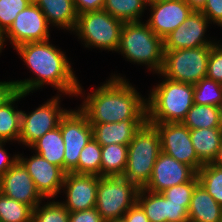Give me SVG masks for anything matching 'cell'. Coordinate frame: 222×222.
Here are the masks:
<instances>
[{
  "label": "cell",
  "instance_id": "cell-1",
  "mask_svg": "<svg viewBox=\"0 0 222 222\" xmlns=\"http://www.w3.org/2000/svg\"><path fill=\"white\" fill-rule=\"evenodd\" d=\"M26 66L37 77L13 81L16 91L26 95L43 85H51L64 95L78 97L84 92L72 69L70 61L61 49L43 42H28L14 48Z\"/></svg>",
  "mask_w": 222,
  "mask_h": 222
},
{
  "label": "cell",
  "instance_id": "cell-2",
  "mask_svg": "<svg viewBox=\"0 0 222 222\" xmlns=\"http://www.w3.org/2000/svg\"><path fill=\"white\" fill-rule=\"evenodd\" d=\"M106 83L88 93L80 107L89 123L147 120L146 98L126 78L111 75Z\"/></svg>",
  "mask_w": 222,
  "mask_h": 222
},
{
  "label": "cell",
  "instance_id": "cell-3",
  "mask_svg": "<svg viewBox=\"0 0 222 222\" xmlns=\"http://www.w3.org/2000/svg\"><path fill=\"white\" fill-rule=\"evenodd\" d=\"M146 98L147 121L150 123L182 122L194 104L193 84L164 78Z\"/></svg>",
  "mask_w": 222,
  "mask_h": 222
},
{
  "label": "cell",
  "instance_id": "cell-4",
  "mask_svg": "<svg viewBox=\"0 0 222 222\" xmlns=\"http://www.w3.org/2000/svg\"><path fill=\"white\" fill-rule=\"evenodd\" d=\"M117 52L134 64L159 74L164 61V39L144 22L123 23Z\"/></svg>",
  "mask_w": 222,
  "mask_h": 222
},
{
  "label": "cell",
  "instance_id": "cell-5",
  "mask_svg": "<svg viewBox=\"0 0 222 222\" xmlns=\"http://www.w3.org/2000/svg\"><path fill=\"white\" fill-rule=\"evenodd\" d=\"M160 153L158 129L146 120L128 145L127 164L123 176L139 189L144 188L151 178Z\"/></svg>",
  "mask_w": 222,
  "mask_h": 222
},
{
  "label": "cell",
  "instance_id": "cell-6",
  "mask_svg": "<svg viewBox=\"0 0 222 222\" xmlns=\"http://www.w3.org/2000/svg\"><path fill=\"white\" fill-rule=\"evenodd\" d=\"M123 22L105 10L79 14L73 33L87 48L117 52Z\"/></svg>",
  "mask_w": 222,
  "mask_h": 222
},
{
  "label": "cell",
  "instance_id": "cell-7",
  "mask_svg": "<svg viewBox=\"0 0 222 222\" xmlns=\"http://www.w3.org/2000/svg\"><path fill=\"white\" fill-rule=\"evenodd\" d=\"M139 188L124 176H101L95 207L104 222L123 218L137 202Z\"/></svg>",
  "mask_w": 222,
  "mask_h": 222
},
{
  "label": "cell",
  "instance_id": "cell-8",
  "mask_svg": "<svg viewBox=\"0 0 222 222\" xmlns=\"http://www.w3.org/2000/svg\"><path fill=\"white\" fill-rule=\"evenodd\" d=\"M212 46L164 50L161 76L176 82L196 84L207 75Z\"/></svg>",
  "mask_w": 222,
  "mask_h": 222
},
{
  "label": "cell",
  "instance_id": "cell-9",
  "mask_svg": "<svg viewBox=\"0 0 222 222\" xmlns=\"http://www.w3.org/2000/svg\"><path fill=\"white\" fill-rule=\"evenodd\" d=\"M59 127L64 140V171L78 173L80 153L92 136V125L78 108L68 110L62 117Z\"/></svg>",
  "mask_w": 222,
  "mask_h": 222
},
{
  "label": "cell",
  "instance_id": "cell-10",
  "mask_svg": "<svg viewBox=\"0 0 222 222\" xmlns=\"http://www.w3.org/2000/svg\"><path fill=\"white\" fill-rule=\"evenodd\" d=\"M59 95L62 94H57L28 114L21 111L20 144L30 147L45 133L59 126L62 117L68 111L64 108L61 109Z\"/></svg>",
  "mask_w": 222,
  "mask_h": 222
},
{
  "label": "cell",
  "instance_id": "cell-11",
  "mask_svg": "<svg viewBox=\"0 0 222 222\" xmlns=\"http://www.w3.org/2000/svg\"><path fill=\"white\" fill-rule=\"evenodd\" d=\"M160 135L161 152L191 166L196 172L204 165L198 158L190 138V129L182 122L151 123Z\"/></svg>",
  "mask_w": 222,
  "mask_h": 222
},
{
  "label": "cell",
  "instance_id": "cell-12",
  "mask_svg": "<svg viewBox=\"0 0 222 222\" xmlns=\"http://www.w3.org/2000/svg\"><path fill=\"white\" fill-rule=\"evenodd\" d=\"M49 28L44 13L32 2L18 13L13 24L4 33V39L6 42L9 38L13 49L28 42H43L50 40Z\"/></svg>",
  "mask_w": 222,
  "mask_h": 222
},
{
  "label": "cell",
  "instance_id": "cell-13",
  "mask_svg": "<svg viewBox=\"0 0 222 222\" xmlns=\"http://www.w3.org/2000/svg\"><path fill=\"white\" fill-rule=\"evenodd\" d=\"M22 155L18 154V160L28 171L39 193L44 199L57 198L61 193L66 172L37 153L30 158H24Z\"/></svg>",
  "mask_w": 222,
  "mask_h": 222
},
{
  "label": "cell",
  "instance_id": "cell-14",
  "mask_svg": "<svg viewBox=\"0 0 222 222\" xmlns=\"http://www.w3.org/2000/svg\"><path fill=\"white\" fill-rule=\"evenodd\" d=\"M147 6L151 7V16L145 23L162 39L183 24L193 12L184 0H156Z\"/></svg>",
  "mask_w": 222,
  "mask_h": 222
},
{
  "label": "cell",
  "instance_id": "cell-15",
  "mask_svg": "<svg viewBox=\"0 0 222 222\" xmlns=\"http://www.w3.org/2000/svg\"><path fill=\"white\" fill-rule=\"evenodd\" d=\"M209 20L202 12L193 11L174 31L164 38V50L213 46L216 42L205 36Z\"/></svg>",
  "mask_w": 222,
  "mask_h": 222
},
{
  "label": "cell",
  "instance_id": "cell-16",
  "mask_svg": "<svg viewBox=\"0 0 222 222\" xmlns=\"http://www.w3.org/2000/svg\"><path fill=\"white\" fill-rule=\"evenodd\" d=\"M100 177L92 174L66 173L62 185L66 199L61 203L69 212L82 211L95 207L98 180Z\"/></svg>",
  "mask_w": 222,
  "mask_h": 222
},
{
  "label": "cell",
  "instance_id": "cell-17",
  "mask_svg": "<svg viewBox=\"0 0 222 222\" xmlns=\"http://www.w3.org/2000/svg\"><path fill=\"white\" fill-rule=\"evenodd\" d=\"M0 183L3 195L29 205L32 209L42 203L44 197L39 193L28 171L19 160L0 176Z\"/></svg>",
  "mask_w": 222,
  "mask_h": 222
},
{
  "label": "cell",
  "instance_id": "cell-18",
  "mask_svg": "<svg viewBox=\"0 0 222 222\" xmlns=\"http://www.w3.org/2000/svg\"><path fill=\"white\" fill-rule=\"evenodd\" d=\"M196 175L197 172L191 166L161 152L153 167L151 178L143 189L161 193L167 188L191 181Z\"/></svg>",
  "mask_w": 222,
  "mask_h": 222
},
{
  "label": "cell",
  "instance_id": "cell-19",
  "mask_svg": "<svg viewBox=\"0 0 222 222\" xmlns=\"http://www.w3.org/2000/svg\"><path fill=\"white\" fill-rule=\"evenodd\" d=\"M137 203L150 222H189L188 209L183 203L171 202L162 193L139 189Z\"/></svg>",
  "mask_w": 222,
  "mask_h": 222
},
{
  "label": "cell",
  "instance_id": "cell-20",
  "mask_svg": "<svg viewBox=\"0 0 222 222\" xmlns=\"http://www.w3.org/2000/svg\"><path fill=\"white\" fill-rule=\"evenodd\" d=\"M146 120H123L114 123H90L92 136L101 145H129L137 130Z\"/></svg>",
  "mask_w": 222,
  "mask_h": 222
},
{
  "label": "cell",
  "instance_id": "cell-21",
  "mask_svg": "<svg viewBox=\"0 0 222 222\" xmlns=\"http://www.w3.org/2000/svg\"><path fill=\"white\" fill-rule=\"evenodd\" d=\"M44 13L49 25L73 32L78 14L74 0H33Z\"/></svg>",
  "mask_w": 222,
  "mask_h": 222
},
{
  "label": "cell",
  "instance_id": "cell-22",
  "mask_svg": "<svg viewBox=\"0 0 222 222\" xmlns=\"http://www.w3.org/2000/svg\"><path fill=\"white\" fill-rule=\"evenodd\" d=\"M222 206L198 183L188 209L189 222H220Z\"/></svg>",
  "mask_w": 222,
  "mask_h": 222
},
{
  "label": "cell",
  "instance_id": "cell-23",
  "mask_svg": "<svg viewBox=\"0 0 222 222\" xmlns=\"http://www.w3.org/2000/svg\"><path fill=\"white\" fill-rule=\"evenodd\" d=\"M25 96V93L16 91L0 106V142H19L22 110H18L14 104Z\"/></svg>",
  "mask_w": 222,
  "mask_h": 222
},
{
  "label": "cell",
  "instance_id": "cell-24",
  "mask_svg": "<svg viewBox=\"0 0 222 222\" xmlns=\"http://www.w3.org/2000/svg\"><path fill=\"white\" fill-rule=\"evenodd\" d=\"M192 145L203 164L212 163L219 151L222 134L219 128L190 129Z\"/></svg>",
  "mask_w": 222,
  "mask_h": 222
},
{
  "label": "cell",
  "instance_id": "cell-25",
  "mask_svg": "<svg viewBox=\"0 0 222 222\" xmlns=\"http://www.w3.org/2000/svg\"><path fill=\"white\" fill-rule=\"evenodd\" d=\"M30 148L35 150V153L41 155L49 163L55 164L64 170L65 146L59 126L45 133Z\"/></svg>",
  "mask_w": 222,
  "mask_h": 222
},
{
  "label": "cell",
  "instance_id": "cell-26",
  "mask_svg": "<svg viewBox=\"0 0 222 222\" xmlns=\"http://www.w3.org/2000/svg\"><path fill=\"white\" fill-rule=\"evenodd\" d=\"M128 145L101 146V176H123L127 164Z\"/></svg>",
  "mask_w": 222,
  "mask_h": 222
},
{
  "label": "cell",
  "instance_id": "cell-27",
  "mask_svg": "<svg viewBox=\"0 0 222 222\" xmlns=\"http://www.w3.org/2000/svg\"><path fill=\"white\" fill-rule=\"evenodd\" d=\"M147 4L145 0H105L103 10L123 23L141 22Z\"/></svg>",
  "mask_w": 222,
  "mask_h": 222
},
{
  "label": "cell",
  "instance_id": "cell-28",
  "mask_svg": "<svg viewBox=\"0 0 222 222\" xmlns=\"http://www.w3.org/2000/svg\"><path fill=\"white\" fill-rule=\"evenodd\" d=\"M182 123L189 129L219 128V107L193 104Z\"/></svg>",
  "mask_w": 222,
  "mask_h": 222
},
{
  "label": "cell",
  "instance_id": "cell-29",
  "mask_svg": "<svg viewBox=\"0 0 222 222\" xmlns=\"http://www.w3.org/2000/svg\"><path fill=\"white\" fill-rule=\"evenodd\" d=\"M33 209L0 194V222H32Z\"/></svg>",
  "mask_w": 222,
  "mask_h": 222
},
{
  "label": "cell",
  "instance_id": "cell-30",
  "mask_svg": "<svg viewBox=\"0 0 222 222\" xmlns=\"http://www.w3.org/2000/svg\"><path fill=\"white\" fill-rule=\"evenodd\" d=\"M194 87V104L219 107L222 104V84L204 77Z\"/></svg>",
  "mask_w": 222,
  "mask_h": 222
},
{
  "label": "cell",
  "instance_id": "cell-31",
  "mask_svg": "<svg viewBox=\"0 0 222 222\" xmlns=\"http://www.w3.org/2000/svg\"><path fill=\"white\" fill-rule=\"evenodd\" d=\"M198 182L222 206V168L204 164L197 172Z\"/></svg>",
  "mask_w": 222,
  "mask_h": 222
},
{
  "label": "cell",
  "instance_id": "cell-32",
  "mask_svg": "<svg viewBox=\"0 0 222 222\" xmlns=\"http://www.w3.org/2000/svg\"><path fill=\"white\" fill-rule=\"evenodd\" d=\"M78 174L101 176V145L93 137L80 153Z\"/></svg>",
  "mask_w": 222,
  "mask_h": 222
},
{
  "label": "cell",
  "instance_id": "cell-33",
  "mask_svg": "<svg viewBox=\"0 0 222 222\" xmlns=\"http://www.w3.org/2000/svg\"><path fill=\"white\" fill-rule=\"evenodd\" d=\"M41 203L33 209L32 222H69L68 209L58 201Z\"/></svg>",
  "mask_w": 222,
  "mask_h": 222
},
{
  "label": "cell",
  "instance_id": "cell-34",
  "mask_svg": "<svg viewBox=\"0 0 222 222\" xmlns=\"http://www.w3.org/2000/svg\"><path fill=\"white\" fill-rule=\"evenodd\" d=\"M32 2L33 0H0V30L5 33L18 13Z\"/></svg>",
  "mask_w": 222,
  "mask_h": 222
},
{
  "label": "cell",
  "instance_id": "cell-35",
  "mask_svg": "<svg viewBox=\"0 0 222 222\" xmlns=\"http://www.w3.org/2000/svg\"><path fill=\"white\" fill-rule=\"evenodd\" d=\"M198 183L196 175L191 181L172 186L161 193L166 199H170L171 202L183 203V206L189 209L193 191Z\"/></svg>",
  "mask_w": 222,
  "mask_h": 222
},
{
  "label": "cell",
  "instance_id": "cell-36",
  "mask_svg": "<svg viewBox=\"0 0 222 222\" xmlns=\"http://www.w3.org/2000/svg\"><path fill=\"white\" fill-rule=\"evenodd\" d=\"M217 42L210 50L206 77L222 84V43Z\"/></svg>",
  "mask_w": 222,
  "mask_h": 222
},
{
  "label": "cell",
  "instance_id": "cell-37",
  "mask_svg": "<svg viewBox=\"0 0 222 222\" xmlns=\"http://www.w3.org/2000/svg\"><path fill=\"white\" fill-rule=\"evenodd\" d=\"M201 12L211 24L222 27V0H207Z\"/></svg>",
  "mask_w": 222,
  "mask_h": 222
},
{
  "label": "cell",
  "instance_id": "cell-38",
  "mask_svg": "<svg viewBox=\"0 0 222 222\" xmlns=\"http://www.w3.org/2000/svg\"><path fill=\"white\" fill-rule=\"evenodd\" d=\"M69 222H104L96 207L69 212Z\"/></svg>",
  "mask_w": 222,
  "mask_h": 222
},
{
  "label": "cell",
  "instance_id": "cell-39",
  "mask_svg": "<svg viewBox=\"0 0 222 222\" xmlns=\"http://www.w3.org/2000/svg\"><path fill=\"white\" fill-rule=\"evenodd\" d=\"M105 0H74V7L77 14L102 10Z\"/></svg>",
  "mask_w": 222,
  "mask_h": 222
},
{
  "label": "cell",
  "instance_id": "cell-40",
  "mask_svg": "<svg viewBox=\"0 0 222 222\" xmlns=\"http://www.w3.org/2000/svg\"><path fill=\"white\" fill-rule=\"evenodd\" d=\"M123 218L126 222H150L137 202L130 207V209L123 215Z\"/></svg>",
  "mask_w": 222,
  "mask_h": 222
},
{
  "label": "cell",
  "instance_id": "cell-41",
  "mask_svg": "<svg viewBox=\"0 0 222 222\" xmlns=\"http://www.w3.org/2000/svg\"><path fill=\"white\" fill-rule=\"evenodd\" d=\"M7 142H0V176L4 174L17 160L18 154L14 155L12 158L8 155L5 146Z\"/></svg>",
  "mask_w": 222,
  "mask_h": 222
},
{
  "label": "cell",
  "instance_id": "cell-42",
  "mask_svg": "<svg viewBox=\"0 0 222 222\" xmlns=\"http://www.w3.org/2000/svg\"><path fill=\"white\" fill-rule=\"evenodd\" d=\"M16 92L13 81L0 82V106Z\"/></svg>",
  "mask_w": 222,
  "mask_h": 222
},
{
  "label": "cell",
  "instance_id": "cell-43",
  "mask_svg": "<svg viewBox=\"0 0 222 222\" xmlns=\"http://www.w3.org/2000/svg\"><path fill=\"white\" fill-rule=\"evenodd\" d=\"M193 11L201 12L207 0H184Z\"/></svg>",
  "mask_w": 222,
  "mask_h": 222
},
{
  "label": "cell",
  "instance_id": "cell-44",
  "mask_svg": "<svg viewBox=\"0 0 222 222\" xmlns=\"http://www.w3.org/2000/svg\"><path fill=\"white\" fill-rule=\"evenodd\" d=\"M212 164H214L217 167L222 168V141H221V144L219 147L218 154H217L215 160L212 162Z\"/></svg>",
  "mask_w": 222,
  "mask_h": 222
},
{
  "label": "cell",
  "instance_id": "cell-45",
  "mask_svg": "<svg viewBox=\"0 0 222 222\" xmlns=\"http://www.w3.org/2000/svg\"><path fill=\"white\" fill-rule=\"evenodd\" d=\"M5 39H4V33L0 30V53L2 52V48L5 47ZM4 45V46H3Z\"/></svg>",
  "mask_w": 222,
  "mask_h": 222
},
{
  "label": "cell",
  "instance_id": "cell-46",
  "mask_svg": "<svg viewBox=\"0 0 222 222\" xmlns=\"http://www.w3.org/2000/svg\"><path fill=\"white\" fill-rule=\"evenodd\" d=\"M219 129L222 134V104L219 106Z\"/></svg>",
  "mask_w": 222,
  "mask_h": 222
},
{
  "label": "cell",
  "instance_id": "cell-47",
  "mask_svg": "<svg viewBox=\"0 0 222 222\" xmlns=\"http://www.w3.org/2000/svg\"><path fill=\"white\" fill-rule=\"evenodd\" d=\"M109 222H126V220L124 218H118L116 220L109 221Z\"/></svg>",
  "mask_w": 222,
  "mask_h": 222
},
{
  "label": "cell",
  "instance_id": "cell-48",
  "mask_svg": "<svg viewBox=\"0 0 222 222\" xmlns=\"http://www.w3.org/2000/svg\"><path fill=\"white\" fill-rule=\"evenodd\" d=\"M147 3H150V2H153V1H156V0H145Z\"/></svg>",
  "mask_w": 222,
  "mask_h": 222
}]
</instances>
